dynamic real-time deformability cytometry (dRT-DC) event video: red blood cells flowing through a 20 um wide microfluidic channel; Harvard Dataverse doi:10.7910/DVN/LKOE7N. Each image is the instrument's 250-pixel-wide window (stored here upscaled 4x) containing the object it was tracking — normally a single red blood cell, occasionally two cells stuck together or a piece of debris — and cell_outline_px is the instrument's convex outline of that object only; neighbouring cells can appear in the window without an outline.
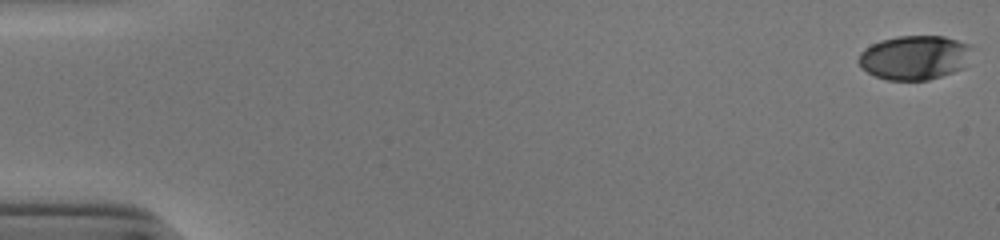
{"species": "human", "species_latin": "Homo sapiens", "temperature_condition": "cold", "stored_images_in_passage": 54, "camera_frame_rate_fps": 3000, "um_per_image_px": 0.085, "donor": {"sex": "male"}, "frame": {"image": 1, "passage_image": 1, "time_ms": 0.0, "image_size_px": [1000, 240], "cell_outline_px": [[968, 44], [960, 68], [952, 72], [928, 80], [888, 80], [876, 76], [868, 72], [856, 60], [860, 52], [864, 48], [880, 40], [896, 36], [944, 36]], "centroid_in_image_um": [77.59, 4.88], "position_along_channel_um": 7.4, "area_um2": 28.38}}
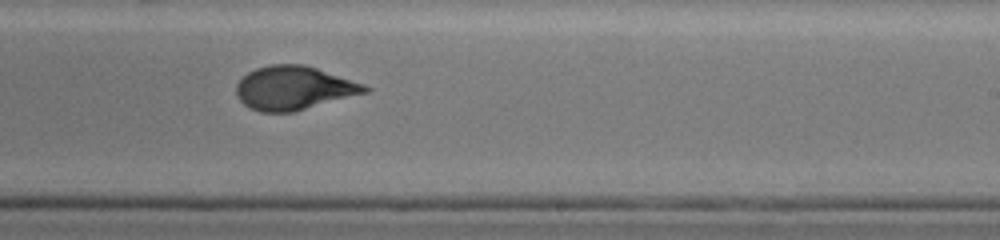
{"frame": {"image": 2, "passage_image": 34, "time_ms": 11.0, "image_size_px": [1000, 240], "cell_outline_px": [[372, 88], [368, 92], [292, 112], [260, 112], [244, 104], [236, 96], [236, 84], [248, 72], [256, 68], [272, 64], [304, 64], [364, 84]], "centroid_in_image_um": [24.96, 7.48], "position_along_channel_um": 264.0, "area_um2": 32.48}}
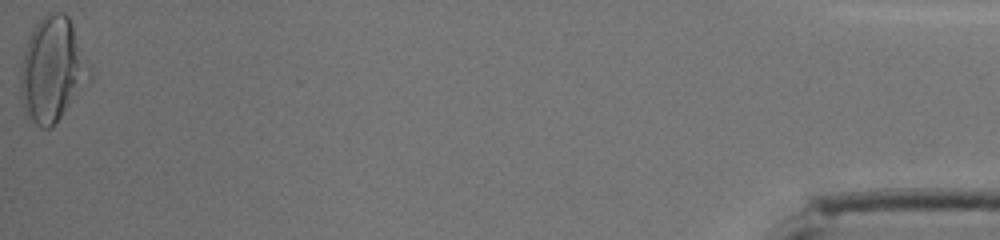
{"frame": {"image": 3, "passage_image": 54, "time_ms": 17.667, "image_size_px": [1000, 240], "cell_outline_px": [[92, 80], [52, 128], [40, 128], [28, 120], [24, 116], [20, 92], [20, 68], [24, 52], [28, 40], [36, 20], [48, 12], [64, 12], [68, 16], [72, 24], [92, 68]], "centroid_in_image_um": [4.46, 5.96], "position_along_channel_um": 430.7, "area_um2": 43.12}, "authors_computed_cell_mechanics": {"area_um2": 32.2235, "velocity_mm_per_s": 3.8924, "shape_relaxation_time_tau1_ms": 5.2598, "shape_relaxation_time_tau2_ms": 0.8565, "deformation_change_tau1": 0.2097, "deformation_change_tau2": 0.061}}